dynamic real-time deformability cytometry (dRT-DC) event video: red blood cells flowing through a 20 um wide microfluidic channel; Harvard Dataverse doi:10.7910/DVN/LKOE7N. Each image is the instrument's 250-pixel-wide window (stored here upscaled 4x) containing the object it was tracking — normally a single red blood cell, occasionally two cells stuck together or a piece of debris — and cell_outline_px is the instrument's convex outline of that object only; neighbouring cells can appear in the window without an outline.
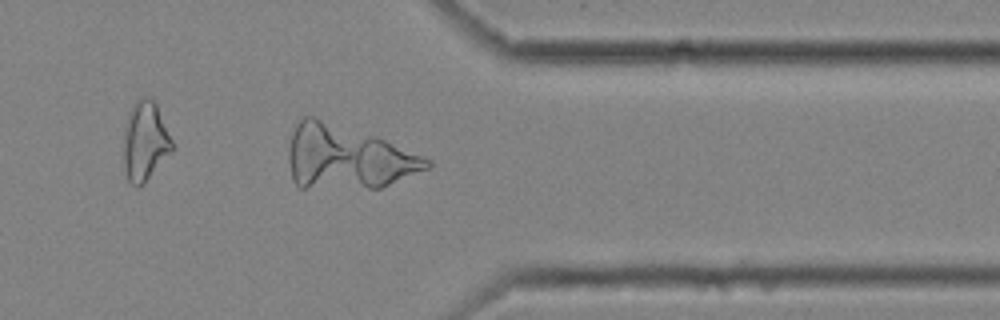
{"species": "common noctule bat (a hibernating species)", "species_latin": "Nyctalus noctula", "temperature_condition": "cold", "stored_images_in_passage": 28, "camera_frame_rate_fps": 3000, "um_per_image_px": 0.085, "animal": {"sex": "female", "body_mass_g": 25.1}, "frame": {"image": 1, "passage_image": 28, "time_ms": 9.0, "image_size_px": [1000, 320], "cell_outline_px": [[432, 168], [380, 188], [300, 188], [292, 180], [288, 160], [288, 148], [292, 132], [296, 124], [304, 116], [312, 116], [376, 136], [432, 160]], "centroid_in_image_um": [29.51, 13.39], "position_along_channel_um": 381.9, "area_um2": 51.56}}